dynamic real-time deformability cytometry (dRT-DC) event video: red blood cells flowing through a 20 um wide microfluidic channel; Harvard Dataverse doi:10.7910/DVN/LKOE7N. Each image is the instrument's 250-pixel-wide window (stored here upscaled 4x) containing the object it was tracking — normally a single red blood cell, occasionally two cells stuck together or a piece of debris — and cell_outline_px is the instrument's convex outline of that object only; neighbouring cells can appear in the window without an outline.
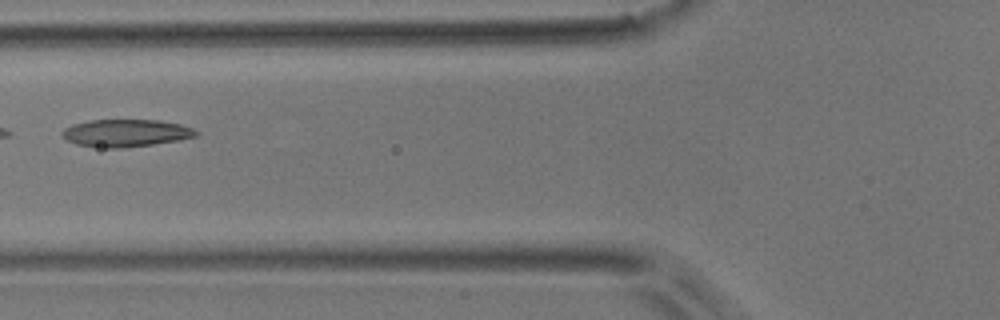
{"species": "common noctule bat (a hibernating species)", "species_latin": "Nyctalus noctula", "temperature_condition": "room temperature", "stored_images_in_passage": 6, "camera_frame_rate_fps": 3000, "um_per_image_px": 0.085, "animal": {"sex": "male", "body_mass_g": 17.9}, "frame": {"image": 1, "passage_image": 6, "time_ms": 6.667, "image_size_px": [1000, 320], "cell_outline_px": [[200, 132], [196, 136], [180, 140], [152, 144], [120, 148], [100, 148], [76, 144], [68, 140], [64, 136], [64, 128], [72, 124], [92, 120], [160, 120], [180, 124], [192, 128]], "centroid_in_image_um": [10.73, 11.31], "position_along_channel_um": 115.1, "area_um2": 21.27}}